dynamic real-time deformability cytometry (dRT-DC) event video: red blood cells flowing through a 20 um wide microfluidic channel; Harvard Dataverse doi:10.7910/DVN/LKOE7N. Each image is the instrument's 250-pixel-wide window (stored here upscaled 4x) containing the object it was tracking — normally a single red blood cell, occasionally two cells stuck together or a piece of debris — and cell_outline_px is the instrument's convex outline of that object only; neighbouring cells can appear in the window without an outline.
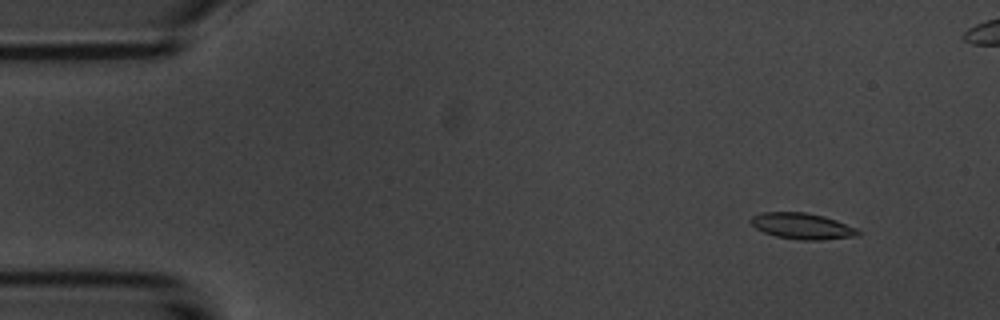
{"species": "common noctule bat (a hibernating species)", "species_latin": "Nyctalus noctula", "temperature_condition": "room temperature", "stored_images_in_passage": 52, "camera_frame_rate_fps": 3000, "um_per_image_px": 0.085, "animal": {"sex": "male", "body_mass_g": 20.1, "forearm_length_mm": 53.5}, "frame": {"image": 1, "passage_image": 2, "time_ms": 0.333, "image_size_px": [1000, 320], "cell_outline_px": [[860, 232], [856, 236], [820, 240], [804, 240], [776, 236], [764, 232], [756, 228], [748, 220], [752, 216], [764, 212], [808, 212], [824, 216], [860, 228]], "centroid_in_image_um": [68.21, 19.2], "position_along_channel_um": 16.8, "area_um2": 16.36}}
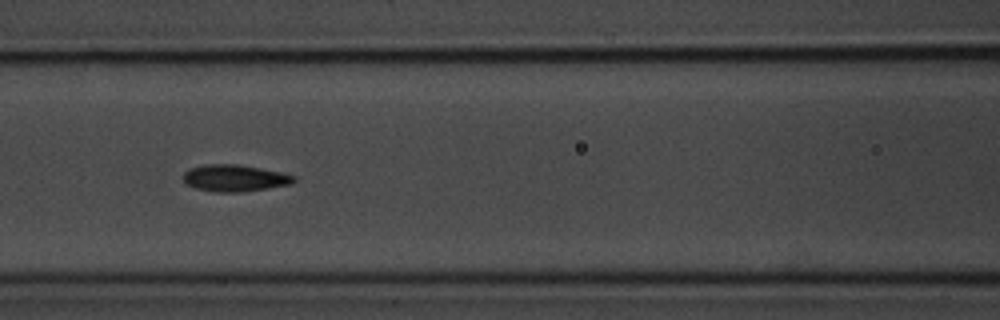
{"frame": {"image": 2, "passage_image": 20, "time_ms": 6.333, "image_size_px": [1000, 320], "cell_outline_px": [[296, 180], [292, 184], [268, 188], [240, 192], [216, 192], [196, 188], [188, 184], [184, 180], [184, 172], [192, 168], [204, 164], [236, 164], [260, 168], [280, 172], [296, 176]], "centroid_in_image_um": [19.98, 15.14], "position_along_channel_um": 146.6, "area_um2": 17.11}}
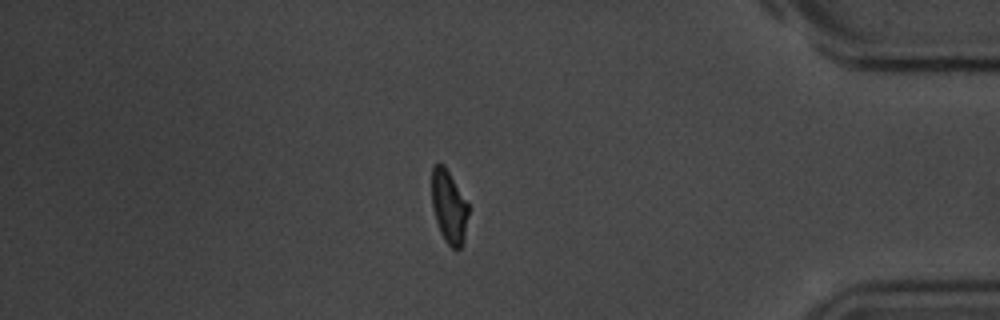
{"frame": {"image": 3, "passage_image": 43, "time_ms": 14.0, "image_size_px": [1000, 320], "cell_outline_px": [[468, 216], [464, 236], [460, 248], [456, 252], [444, 240], [440, 232], [436, 220], [432, 204], [432, 168], [436, 164], [444, 164], [468, 204]], "centroid_in_image_um": [38.15, 17.59], "position_along_channel_um": 397.0, "area_um2": 15.37}, "authors_computed_cell_mechanics": {"area_um2": 16.3863, "velocity_mm_per_s": 3.7089, "shape_relaxation_time_tau1_ms": 2.9053, "shape_relaxation_time_tau2_ms": 1.9434, "deformation_change_tau1": 0.1137, "deformation_change_tau2": 0.074}}